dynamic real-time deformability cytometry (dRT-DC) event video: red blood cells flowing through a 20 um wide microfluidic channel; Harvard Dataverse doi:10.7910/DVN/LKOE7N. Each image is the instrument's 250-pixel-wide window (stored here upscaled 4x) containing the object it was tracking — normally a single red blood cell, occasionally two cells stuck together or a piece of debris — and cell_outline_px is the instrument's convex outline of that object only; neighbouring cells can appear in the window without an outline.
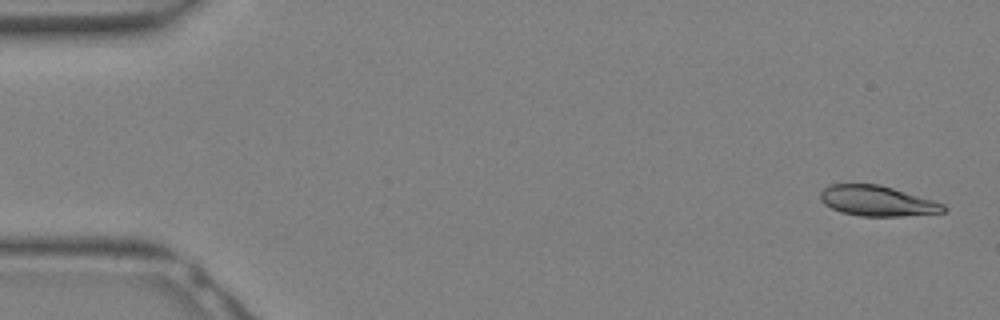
{"species": "Egyptian fruit bat (a non-hibernating species)", "species_latin": "Rousettus aegyptiacus", "temperature_condition": "warm", "stored_images_in_passage": 13, "camera_frame_rate_fps": 3000, "um_per_image_px": 0.085, "animal": {"sex": "female"}, "frame": {"image": 1, "passage_image": 1, "time_ms": 0.0, "image_size_px": [1000, 320], "cell_outline_px": [[948, 212], [900, 216], [860, 216], [840, 212], [824, 204], [820, 200], [820, 192], [828, 184], [880, 184], [932, 200], [944, 204], [948, 208]], "centroid_in_image_um": [74.56, 17.08], "position_along_channel_um": 10.4, "area_um2": 21.85}}
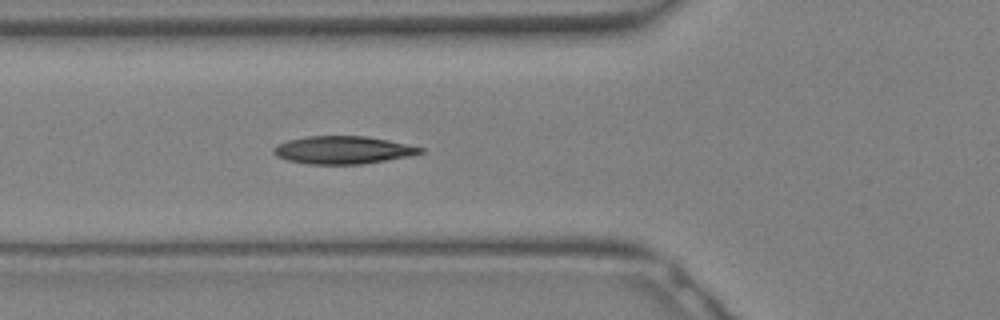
{"frame": {"image": 2, "passage_image": 11, "time_ms": 3.333, "image_size_px": [1000, 320], "cell_outline_px": [[424, 152], [412, 156], [364, 164], [308, 164], [288, 160], [276, 156], [272, 152], [272, 148], [276, 144], [288, 140], [304, 136], [368, 136], [388, 140], [424, 148]], "centroid_in_image_um": [29.14, 12.75], "position_along_channel_um": 96.7, "area_um2": 23.99}}
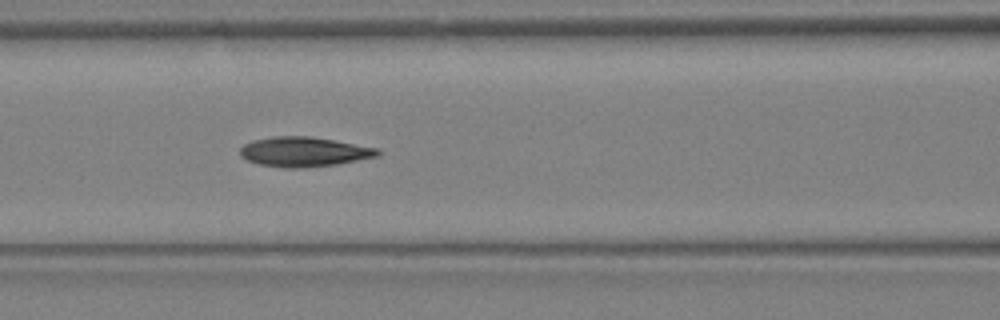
{"frame": {"image": 3, "passage_image": 13, "time_ms": 4.0, "image_size_px": [1000, 320], "cell_outline_px": [[380, 156], [336, 164], [300, 168], [284, 168], [260, 164], [248, 160], [240, 156], [240, 148], [244, 144], [252, 140], [272, 136], [312, 136], [380, 148]], "centroid_in_image_um": [25.86, 12.89], "position_along_channel_um": 140.7, "area_um2": 23.99}}